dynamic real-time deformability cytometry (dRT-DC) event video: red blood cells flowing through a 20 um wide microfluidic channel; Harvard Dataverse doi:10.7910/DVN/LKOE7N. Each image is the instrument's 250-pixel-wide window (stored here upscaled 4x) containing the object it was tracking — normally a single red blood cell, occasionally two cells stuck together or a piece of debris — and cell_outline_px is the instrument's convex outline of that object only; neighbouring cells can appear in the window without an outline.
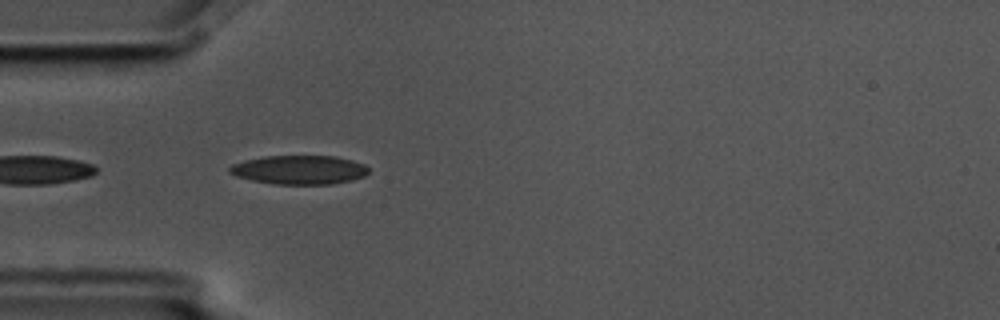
{"species": "common noctule bat (a hibernating species)", "species_latin": "Nyctalus noctula", "temperature_condition": "cold", "stored_images_in_passage": 3, "camera_frame_rate_fps": 3000, "um_per_image_px": 0.085, "animal": {"sex": "male", "body_mass_g": 17.5, "forearm_length_mm": 52.3}, "frame": {"image": 1, "passage_image": 2, "time_ms": 0.333, "image_size_px": [1000, 320], "cell_outline_px": [[368, 172], [364, 176], [352, 180], [332, 184], [276, 184], [252, 180], [236, 176], [228, 172], [228, 168], [232, 164], [264, 156], [336, 156], [352, 160], [364, 164], [368, 168]], "centroid_in_image_um": [25.45, 14.43], "position_along_channel_um": 59.5, "area_um2": 23.35}}